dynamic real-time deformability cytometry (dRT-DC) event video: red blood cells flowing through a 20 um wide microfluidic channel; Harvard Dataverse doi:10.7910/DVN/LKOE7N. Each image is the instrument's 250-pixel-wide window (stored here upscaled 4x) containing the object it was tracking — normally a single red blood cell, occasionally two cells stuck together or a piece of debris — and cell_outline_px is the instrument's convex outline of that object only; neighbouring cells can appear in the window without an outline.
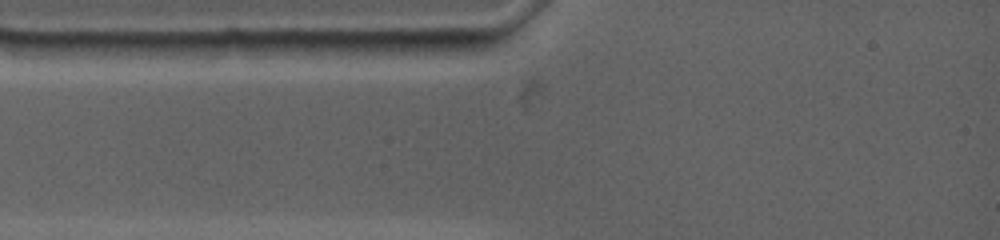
{"species": "common noctule bat (a hibernating species)", "species_latin": "Nyctalus noctula", "temperature_condition": "warm", "stored_images_in_passage": 5, "camera_frame_rate_fps": 4500, "um_per_image_px": 0.085, "animal": {"sex": "female", "body_mass_g": 19.0, "forearm_length_mm": 53.3}, "frame": {"image": 1, "passage_image": 3, "time_ms": 0.667, "image_size_px": [1000, 240], "cell_outline_px": [[480, 48], [476, 56], [372, 56], [364, 44], [368, 40], [476, 40]], "centroid_in_image_um": [35.93, 4.07], "position_along_channel_um": 49.1, "area_um2": 12.77}}